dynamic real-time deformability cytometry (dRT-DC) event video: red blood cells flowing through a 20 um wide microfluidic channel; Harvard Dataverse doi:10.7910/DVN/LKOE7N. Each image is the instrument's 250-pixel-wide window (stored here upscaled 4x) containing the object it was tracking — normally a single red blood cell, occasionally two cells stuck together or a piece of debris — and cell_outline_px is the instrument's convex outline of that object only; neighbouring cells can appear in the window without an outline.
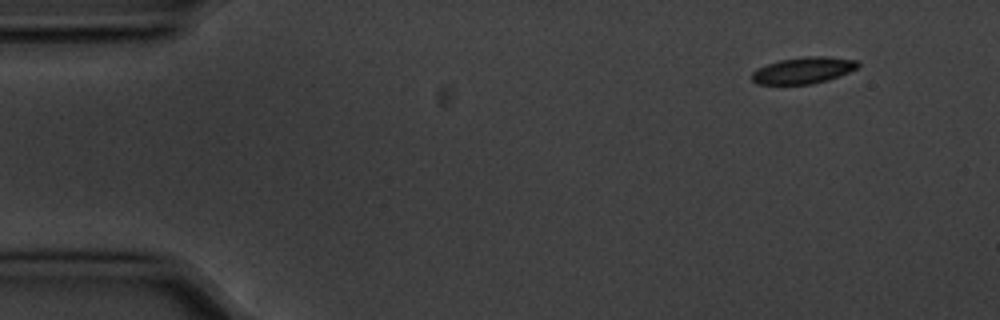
{"species": "common noctule bat (a hibernating species)", "species_latin": "Nyctalus noctula", "temperature_condition": "cold", "stored_images_in_passage": 3, "camera_frame_rate_fps": 3000, "um_per_image_px": 0.085, "animal": {"sex": "male", "body_mass_g": 20.1, "forearm_length_mm": 53.5}, "frame": {"image": 1, "passage_image": 1, "time_ms": 0.0, "image_size_px": [1000, 320], "cell_outline_px": [[860, 64], [856, 68], [848, 72], [828, 80], [812, 84], [756, 84], [752, 80], [752, 72], [756, 68], [780, 60], [804, 56], [824, 56], [856, 60]], "centroid_in_image_um": [68.26, 5.98], "position_along_channel_um": 16.7, "area_um2": 16.3}}
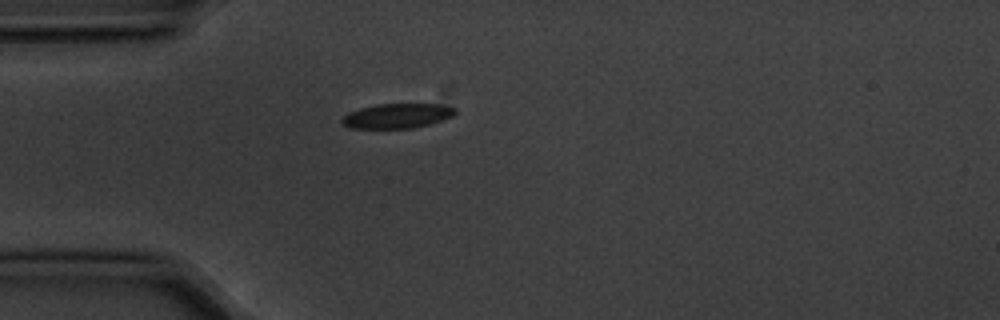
{"frame": {"image": 2, "passage_image": 3, "time_ms": 0.667, "image_size_px": [1000, 320], "cell_outline_px": [[456, 112], [452, 116], [428, 124], [412, 128], [348, 128], [340, 120], [348, 112], [360, 108], [376, 104], [436, 104], [456, 108]], "centroid_in_image_um": [33.71, 9.84], "position_along_channel_um": 51.3, "area_um2": 16.13}}